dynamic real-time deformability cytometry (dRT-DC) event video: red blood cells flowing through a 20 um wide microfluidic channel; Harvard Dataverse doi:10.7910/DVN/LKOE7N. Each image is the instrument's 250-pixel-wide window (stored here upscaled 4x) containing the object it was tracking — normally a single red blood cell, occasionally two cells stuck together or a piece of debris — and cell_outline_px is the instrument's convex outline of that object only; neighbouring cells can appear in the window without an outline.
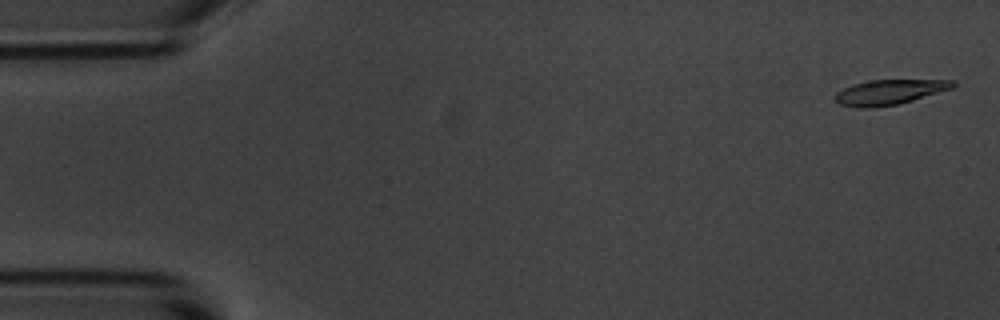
{"species": "common noctule bat (a hibernating species)", "species_latin": "Nyctalus noctula", "temperature_condition": "room temperature", "stored_images_in_passage": 5, "camera_frame_rate_fps": 3000, "um_per_image_px": 0.085, "animal": {"sex": "male", "body_mass_g": 20.1, "forearm_length_mm": 53.5}, "frame": {"image": 1, "passage_image": 1, "time_ms": 0.0, "image_size_px": [1000, 320], "cell_outline_px": [[956, 88], [900, 104], [872, 108], [860, 108], [840, 104], [836, 100], [836, 92], [852, 84], [872, 80], [956, 80]], "centroid_in_image_um": [75.67, 7.83], "position_along_channel_um": 9.3, "area_um2": 17.34}}
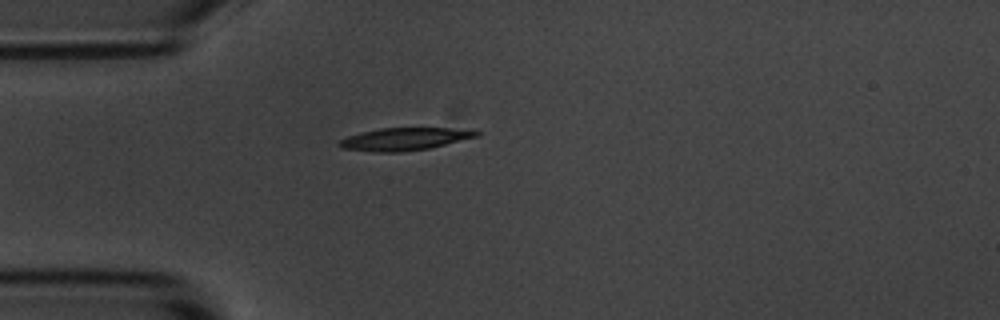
{"frame": {"image": 2, "passage_image": 5, "time_ms": 4.333, "image_size_px": [1000, 320], "cell_outline_px": [[480, 136], [428, 148], [400, 152], [372, 152], [340, 148], [336, 144], [340, 140], [348, 136], [360, 132], [380, 128], [476, 128], [480, 132]], "centroid_in_image_um": [34.42, 11.8], "position_along_channel_um": 50.6, "area_um2": 18.32}}